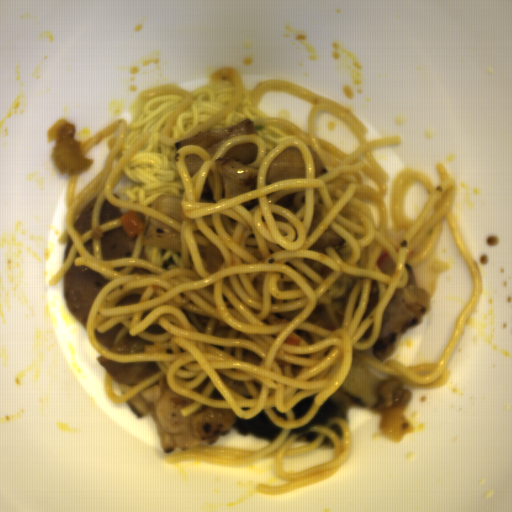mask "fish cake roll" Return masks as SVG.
Masks as SVG:
<instances>
[{"instance_id": "fish-cake-roll-2", "label": "fish cake roll", "mask_w": 512, "mask_h": 512, "mask_svg": "<svg viewBox=\"0 0 512 512\" xmlns=\"http://www.w3.org/2000/svg\"><path fill=\"white\" fill-rule=\"evenodd\" d=\"M375 265L379 269L380 272L393 276L395 271V263L389 254L388 250L382 247L381 254L376 258Z\"/></svg>"}, {"instance_id": "fish-cake-roll-1", "label": "fish cake roll", "mask_w": 512, "mask_h": 512, "mask_svg": "<svg viewBox=\"0 0 512 512\" xmlns=\"http://www.w3.org/2000/svg\"><path fill=\"white\" fill-rule=\"evenodd\" d=\"M432 256L420 265L412 268L414 278L418 286L422 287L430 295L435 290V280L432 273Z\"/></svg>"}]
</instances>
